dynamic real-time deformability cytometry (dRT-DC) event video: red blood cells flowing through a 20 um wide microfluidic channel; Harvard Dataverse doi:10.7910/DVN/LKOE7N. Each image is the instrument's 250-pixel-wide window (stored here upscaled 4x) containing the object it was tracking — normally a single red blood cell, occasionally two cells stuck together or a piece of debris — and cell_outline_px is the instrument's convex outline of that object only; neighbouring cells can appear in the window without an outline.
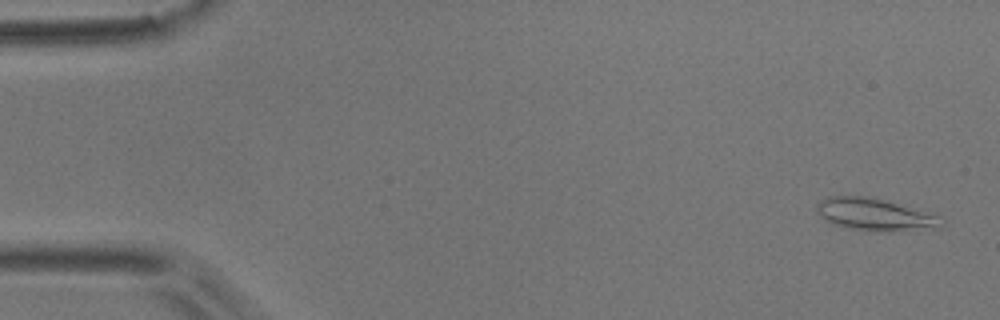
{"species": "common noctule bat (a hibernating species)", "species_latin": "Nyctalus noctula", "temperature_condition": "room temperature", "stored_images_in_passage": 52, "camera_frame_rate_fps": 3000, "um_per_image_px": 0.085, "animal": {"sex": "male", "body_mass_g": 17.9}, "frame": {"image": 1, "passage_image": 1, "time_ms": 0.0, "image_size_px": [1000, 320], "cell_outline_px": [[948, 224], [940, 228], [888, 232], [872, 232], [832, 224], [820, 216], [816, 212], [816, 204], [828, 196], [864, 196], [884, 200], [940, 216]], "centroid_in_image_um": [74.41, 18.26], "position_along_channel_um": 10.6, "area_um2": 23.64}}
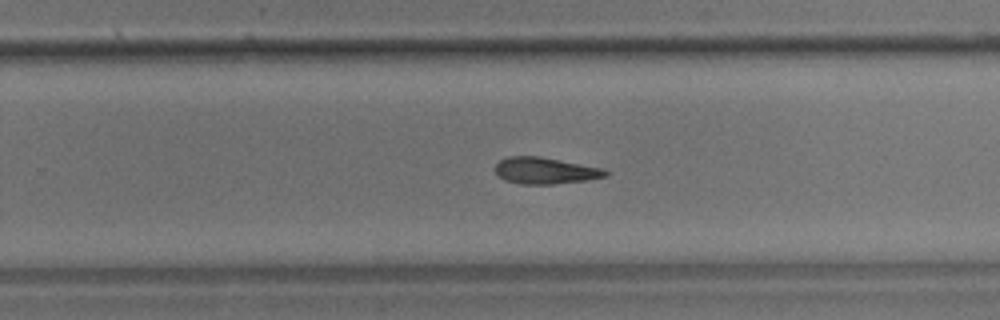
{"frame": {"image": 2, "passage_image": 33, "time_ms": 10.667, "image_size_px": [1000, 320], "cell_outline_px": [[608, 176], [588, 180], [552, 184], [520, 184], [504, 180], [496, 172], [496, 164], [500, 160], [508, 156], [536, 156], [604, 168], [608, 172]], "centroid_in_image_um": [46.36, 14.51], "position_along_channel_um": 283.4, "area_um2": 16.94}}
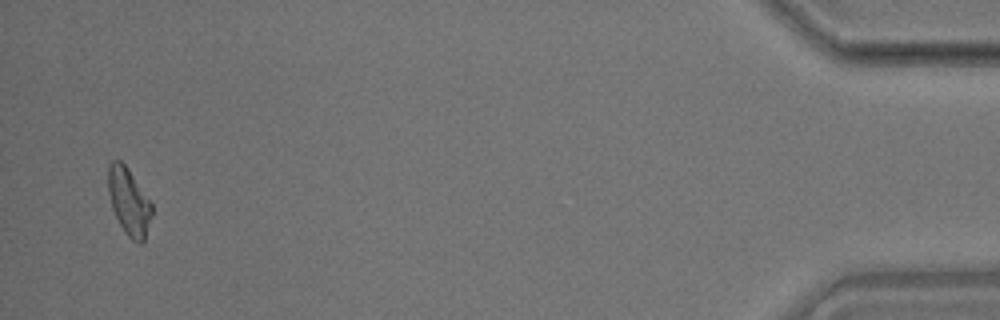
{"frame": {"image": 3, "passage_image": 51, "time_ms": 16.667, "image_size_px": [1000, 320], "cell_outline_px": [[152, 216], [144, 240], [140, 244], [132, 240], [124, 232], [112, 208], [108, 192], [108, 168], [112, 160], [120, 160], [124, 164], [152, 204]], "centroid_in_image_um": [10.95, 17.17], "position_along_channel_um": 424.3, "area_um2": 16.76}, "authors_computed_cell_mechanics": {"area_um2": 17.6868, "velocity_mm_per_s": 3.7199, "shape_relaxation_time_tau1_ms": 6.7625, "shape_relaxation_time_tau2_ms": null, "deformation_change_tau1": 0.1848, "deformation_change_tau2": null}}